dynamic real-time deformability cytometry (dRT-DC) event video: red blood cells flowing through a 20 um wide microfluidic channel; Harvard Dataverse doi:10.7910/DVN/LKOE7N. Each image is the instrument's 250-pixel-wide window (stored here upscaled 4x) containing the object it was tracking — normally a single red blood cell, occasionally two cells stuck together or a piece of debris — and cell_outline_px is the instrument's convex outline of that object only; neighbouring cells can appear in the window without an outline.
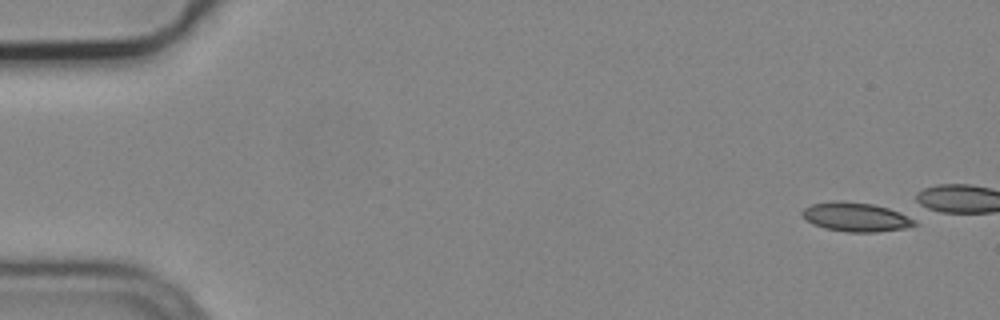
{"species": "common noctule bat (a hibernating species)", "species_latin": "Nyctalus noctula", "temperature_condition": "cold", "stored_images_in_passage": 4, "camera_frame_rate_fps": 3000, "um_per_image_px": 0.085, "animal": {"sex": "male", "body_mass_g": 19.2, "forearm_length_mm": 51.8}, "frame": {"image": 1, "passage_image": 1, "time_ms": 0.0, "image_size_px": [1000, 320], "cell_outline_px": [[916, 224], [904, 228], [876, 232], [848, 232], [824, 228], [812, 224], [800, 212], [804, 208], [812, 204], [840, 200], [872, 204], [888, 208], [900, 212], [912, 220]], "centroid_in_image_um": [72.7, 18.44], "position_along_channel_um": 12.3, "area_um2": 18.73}}